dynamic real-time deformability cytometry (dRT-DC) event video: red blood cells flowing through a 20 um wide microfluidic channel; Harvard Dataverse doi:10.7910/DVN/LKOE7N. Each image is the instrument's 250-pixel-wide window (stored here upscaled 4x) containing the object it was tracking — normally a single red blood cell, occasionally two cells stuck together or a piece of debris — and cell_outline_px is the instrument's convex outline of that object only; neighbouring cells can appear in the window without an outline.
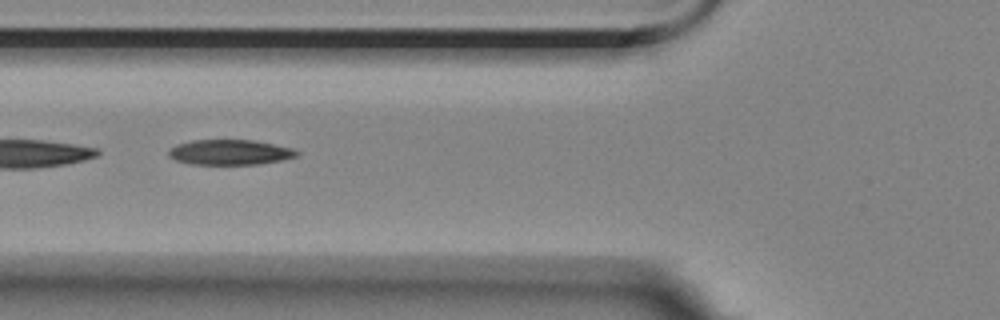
{"species": "Egyptian fruit bat (a non-hibernating species)", "species_latin": "Rousettus aegyptiacus", "temperature_condition": "room temperature", "stored_images_in_passage": 22, "segment_of_instrument_passage": [2, 2], "camera_frame_rate_fps": 3000, "um_per_image_px": 0.085, "animal": {"sex": "female"}, "frame": {"image": 1, "passage_image": 20, "time_ms": 6.333, "image_size_px": [1000, 320], "cell_outline_px": [[300, 152], [296, 156], [280, 160], [260, 164], [192, 164], [176, 160], [168, 156], [168, 152], [176, 144], [192, 140], [252, 140], [292, 148]], "centroid_in_image_um": [19.52, 12.94], "position_along_channel_um": 106.3, "area_um2": 18.61}}